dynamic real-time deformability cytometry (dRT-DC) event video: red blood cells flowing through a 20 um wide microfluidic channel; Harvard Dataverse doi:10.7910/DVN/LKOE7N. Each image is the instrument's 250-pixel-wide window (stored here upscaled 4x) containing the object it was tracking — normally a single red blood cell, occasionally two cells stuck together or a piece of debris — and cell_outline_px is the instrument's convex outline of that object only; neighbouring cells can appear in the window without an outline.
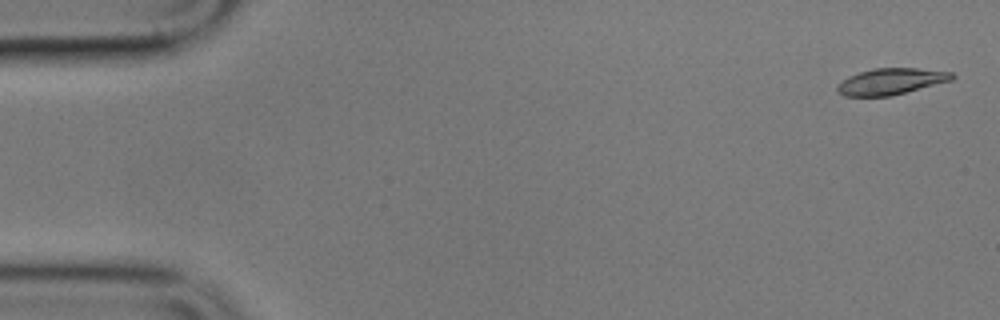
{"species": "common noctule bat (a hibernating species)", "species_latin": "Nyctalus noctula", "temperature_condition": "cold", "stored_images_in_passage": 5, "camera_frame_rate_fps": 3000, "um_per_image_px": 0.085, "animal": {"sex": "male", "body_mass_g": 17.9}, "frame": {"image": 1, "passage_image": 1, "time_ms": 0.0, "image_size_px": [1000, 320], "cell_outline_px": [[956, 76], [952, 80], [892, 96], [844, 96], [836, 92], [836, 84], [848, 76], [872, 68], [916, 68], [952, 72]], "centroid_in_image_um": [75.7, 6.92], "position_along_channel_um": 9.3, "area_um2": 17.74}}
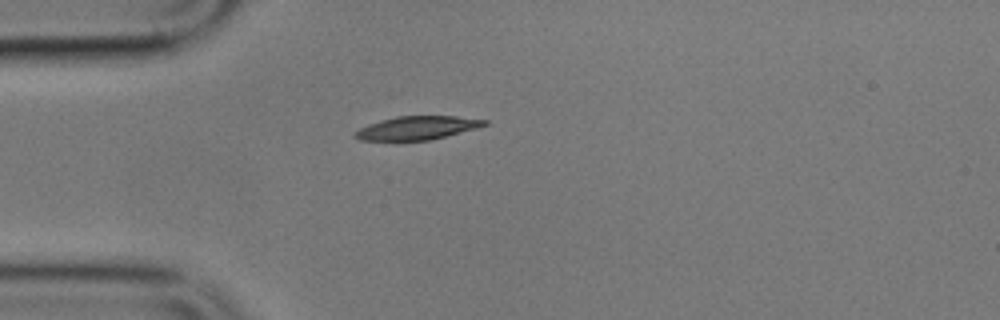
{"frame": {"image": 2, "passage_image": 5, "time_ms": 4.667, "image_size_px": [1000, 320], "cell_outline_px": [[488, 124], [476, 128], [428, 140], [360, 140], [352, 136], [360, 128], [368, 124], [380, 120], [396, 116], [456, 116], [488, 120]], "centroid_in_image_um": [35.44, 10.86], "position_along_channel_um": 49.6, "area_um2": 17.46}}